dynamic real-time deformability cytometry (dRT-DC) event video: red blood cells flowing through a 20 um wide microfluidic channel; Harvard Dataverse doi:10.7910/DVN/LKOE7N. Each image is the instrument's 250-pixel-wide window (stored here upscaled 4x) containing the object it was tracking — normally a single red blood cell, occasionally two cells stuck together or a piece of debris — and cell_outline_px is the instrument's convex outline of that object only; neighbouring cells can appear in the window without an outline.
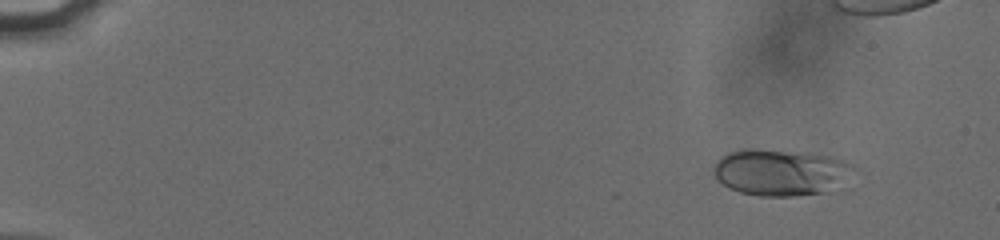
{"species": "human", "species_latin": "Homo sapiens", "temperature_condition": "cold", "stored_images_in_passage": 42, "camera_frame_rate_fps": 3000, "um_per_image_px": 0.085, "donor": {"sex": "male"}, "frame": {"image": 1, "passage_image": 7, "time_ms": 2.0, "image_size_px": [1000, 240], "cell_outline_px": [[852, 168], [824, 192], [792, 196], [760, 196], [740, 192], [728, 188], [712, 172], [712, 164], [720, 156], [728, 152], [744, 148], [752, 148], [804, 152], [832, 156], [852, 164]], "centroid_in_image_um": [66.17, 14.61], "position_along_channel_um": 18.8, "area_um2": 37.22}}
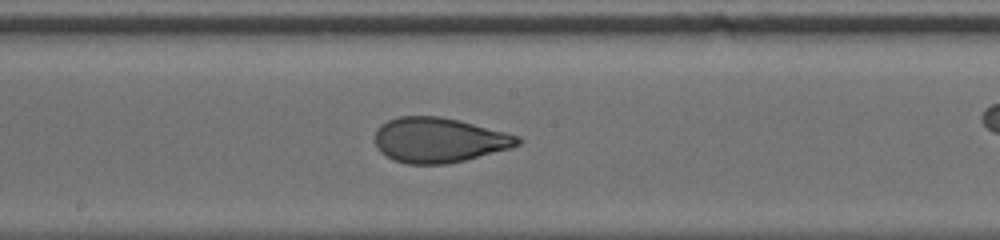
{"frame": {"image": 2, "passage_image": 26, "time_ms": 8.333, "image_size_px": [1000, 240], "cell_outline_px": [[524, 140], [520, 144], [512, 148], [448, 164], [408, 164], [392, 160], [384, 156], [380, 152], [376, 144], [376, 128], [380, 124], [388, 120], [400, 116], [440, 116], [460, 120], [520, 136]], "centroid_in_image_um": [37.32, 11.91], "position_along_channel_um": 210.9, "area_um2": 37.69}}
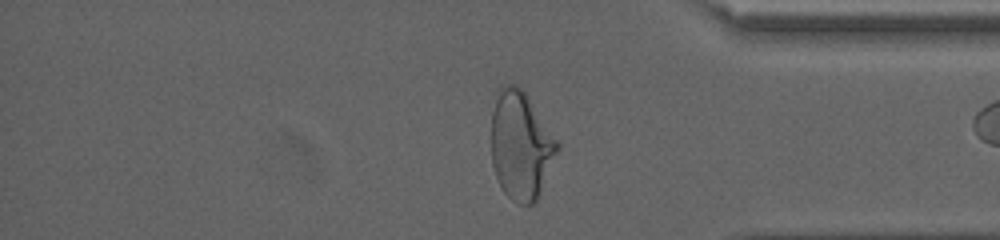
{"frame": {"image": 3, "passage_image": 41, "time_ms": 13.333, "image_size_px": [1000, 240], "cell_outline_px": [[560, 148], [540, 196], [532, 204], [520, 204], [512, 200], [504, 192], [496, 176], [492, 164], [492, 112], [500, 84], [516, 84], [524, 92], [560, 144]], "centroid_in_image_um": [44.28, 12.38], "position_along_channel_um": 390.9, "area_um2": 41.5}}